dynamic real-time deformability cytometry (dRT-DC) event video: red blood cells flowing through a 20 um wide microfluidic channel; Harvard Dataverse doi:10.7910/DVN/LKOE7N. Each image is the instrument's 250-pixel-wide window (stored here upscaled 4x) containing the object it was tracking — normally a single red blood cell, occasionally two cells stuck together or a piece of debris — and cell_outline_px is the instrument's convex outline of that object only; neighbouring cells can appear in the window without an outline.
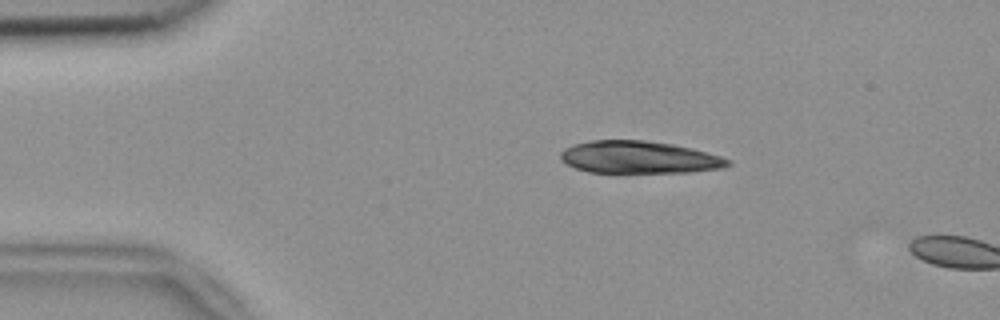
{"species": "common noctule bat (a hibernating species)", "species_latin": "Nyctalus noctula", "temperature_condition": "room temperature", "stored_images_in_passage": 5, "camera_frame_rate_fps": 3000, "um_per_image_px": 0.085, "animal": {"sex": "female", "body_mass_g": 18.4}, "frame": {"image": 1, "passage_image": 3, "time_ms": 0.667, "image_size_px": [1000, 320], "cell_outline_px": [[732, 164], [724, 168], [688, 172], [588, 172], [576, 168], [560, 160], [560, 152], [564, 148], [572, 144], [592, 140], [644, 140], [672, 144], [692, 148], [720, 156], [732, 160]], "centroid_in_image_um": [54.32, 13.36], "position_along_channel_um": 30.7, "area_um2": 31.62}}